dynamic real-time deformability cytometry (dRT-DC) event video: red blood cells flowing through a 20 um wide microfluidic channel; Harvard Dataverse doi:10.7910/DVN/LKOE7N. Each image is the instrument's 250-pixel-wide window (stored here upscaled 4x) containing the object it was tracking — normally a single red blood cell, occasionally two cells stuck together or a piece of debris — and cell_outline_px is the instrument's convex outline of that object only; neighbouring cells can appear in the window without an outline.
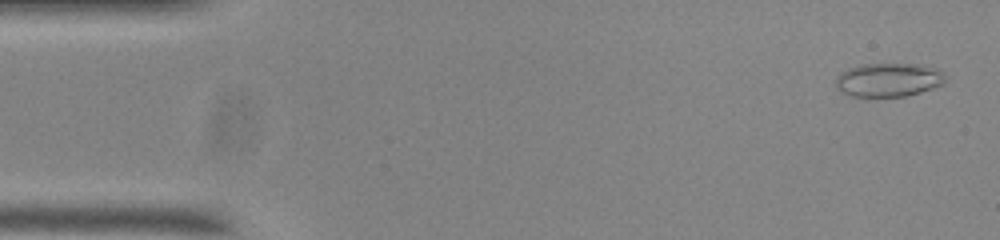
{"species": "common noctule bat (a hibernating species)", "species_latin": "Nyctalus noctula", "temperature_condition": "room temperature", "stored_images_in_passage": 48, "camera_frame_rate_fps": 3000, "um_per_image_px": 0.085, "animal": {"sex": "male", "body_mass_g": 20.0, "forearm_length_mm": 53.3}, "frame": {"image": 1, "passage_image": 2, "time_ms": 0.333, "image_size_px": [1000, 240], "cell_outline_px": [[944, 84], [920, 92], [904, 96], [852, 96], [840, 92], [836, 88], [836, 76], [840, 72], [848, 68], [864, 64], [924, 64], [936, 68], [944, 76]], "centroid_in_image_um": [75.49, 6.78], "position_along_channel_um": 9.5, "area_um2": 21.5}}
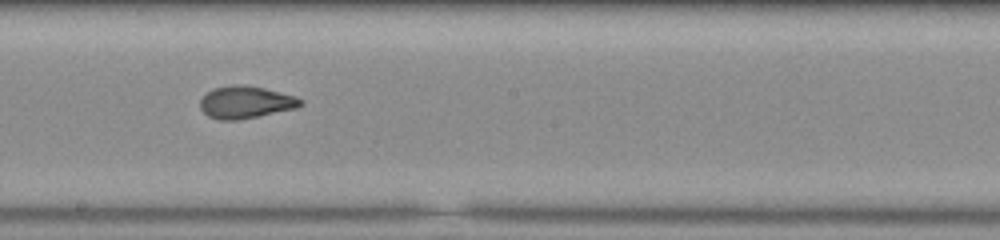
{"frame": {"image": 2, "passage_image": 29, "time_ms": 9.333, "image_size_px": [1000, 240], "cell_outline_px": [[304, 104], [296, 108], [236, 120], [220, 120], [208, 116], [200, 108], [200, 100], [212, 88], [236, 84], [244, 84], [264, 88], [296, 96], [304, 100]], "centroid_in_image_um": [20.89, 8.67], "position_along_channel_um": 227.3, "area_um2": 18.84}}
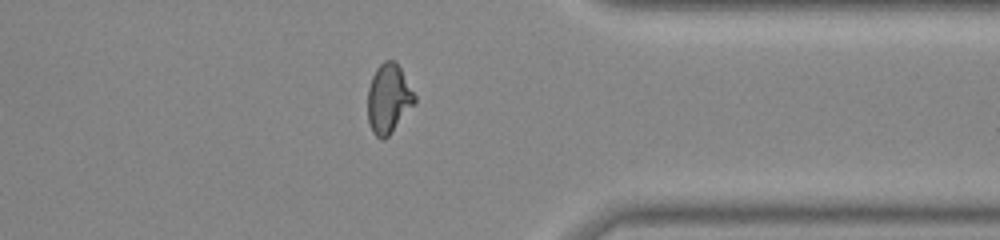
{"frame": {"image": 3, "passage_image": 42, "time_ms": 13.667, "image_size_px": [1000, 240], "cell_outline_px": [[416, 104], [392, 132], [384, 140], [380, 140], [372, 132], [368, 120], [368, 88], [372, 76], [376, 68], [384, 60], [392, 60], [400, 68], [416, 96]], "centroid_in_image_um": [33.03, 8.42], "position_along_channel_um": 378.4, "area_um2": 19.07}}